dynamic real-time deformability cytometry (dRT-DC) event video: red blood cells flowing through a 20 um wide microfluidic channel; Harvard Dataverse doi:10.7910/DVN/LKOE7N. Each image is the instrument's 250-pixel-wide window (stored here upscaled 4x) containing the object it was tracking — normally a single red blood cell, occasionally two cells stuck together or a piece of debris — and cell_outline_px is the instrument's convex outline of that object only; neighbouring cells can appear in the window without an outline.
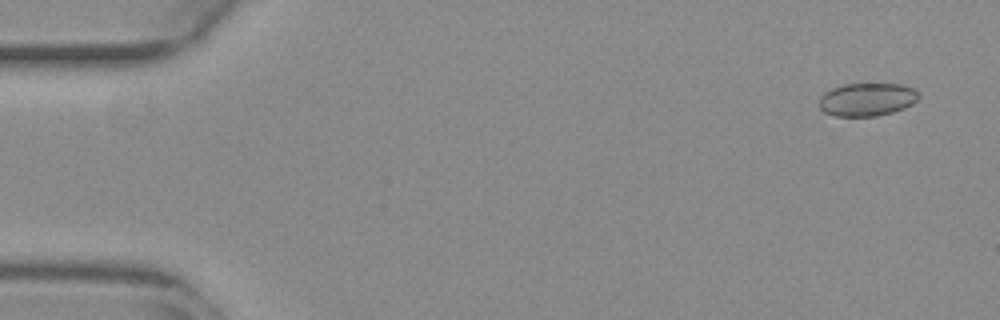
{"species": "common noctule bat (a hibernating species)", "species_latin": "Nyctalus noctula", "temperature_condition": "warm", "stored_images_in_passage": 31, "camera_frame_rate_fps": 3000, "um_per_image_px": 0.085, "animal": {"sex": "female", "body_mass_g": 29.2, "forearm_length_mm": 56.3}, "frame": {"image": 1, "passage_image": 3, "time_ms": 0.667, "image_size_px": [1000, 320], "cell_outline_px": [[920, 96], [912, 104], [904, 108], [892, 112], [876, 116], [836, 116], [824, 112], [820, 108], [820, 96], [824, 92], [832, 88], [844, 84], [900, 84], [912, 88]], "centroid_in_image_um": [73.67, 8.45], "position_along_channel_um": 11.3, "area_um2": 19.07}}
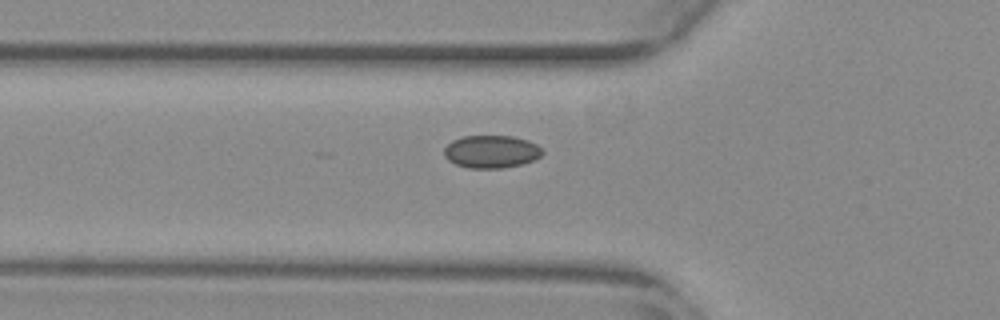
{"frame": {"image": 2, "passage_image": 19, "time_ms": 6.0, "image_size_px": [1000, 320], "cell_outline_px": [[544, 152], [536, 160], [524, 164], [504, 168], [468, 168], [456, 164], [448, 160], [444, 156], [444, 148], [452, 140], [464, 136], [512, 136], [528, 140], [536, 144]], "centroid_in_image_um": [41.78, 12.9], "position_along_channel_um": 84.0, "area_um2": 18.9}}
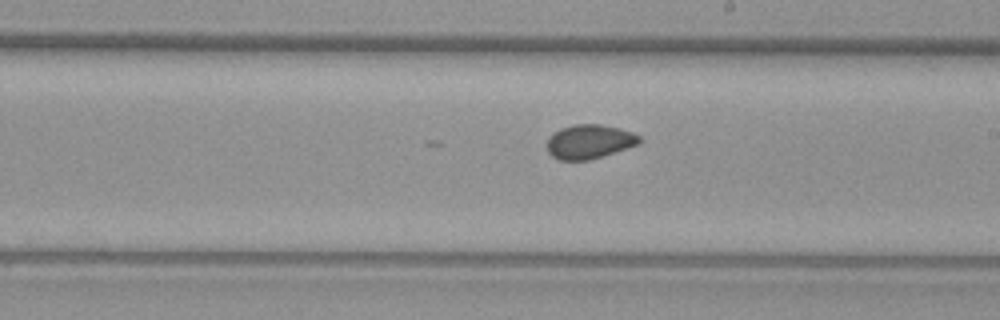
{"frame": {"image": 3, "passage_image": 31, "time_ms": 10.0, "image_size_px": [1000, 320], "cell_outline_px": [[640, 144], [588, 160], [560, 160], [552, 156], [548, 152], [548, 136], [560, 128], [572, 124], [600, 124], [620, 128], [632, 132], [640, 136]], "centroid_in_image_um": [50.09, 12.02], "position_along_channel_um": 238.9, "area_um2": 18.38}}